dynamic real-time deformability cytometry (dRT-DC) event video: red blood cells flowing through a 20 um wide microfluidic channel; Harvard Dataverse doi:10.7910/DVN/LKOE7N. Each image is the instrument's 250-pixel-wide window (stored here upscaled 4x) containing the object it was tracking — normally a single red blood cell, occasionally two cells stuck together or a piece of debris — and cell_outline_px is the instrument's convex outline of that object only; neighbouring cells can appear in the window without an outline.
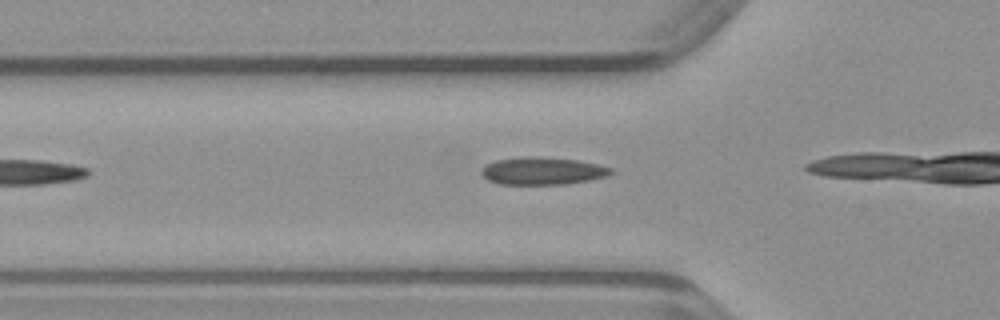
{"species": "common noctule bat (a hibernating species)", "species_latin": "Nyctalus noctula", "temperature_condition": "warm", "stored_images_in_passage": 4, "camera_frame_rate_fps": 3000, "um_per_image_px": 0.085, "animal": {"sex": "male", "body_mass_g": 23.1, "forearm_length_mm": 52.7}, "frame": {"image": 1, "passage_image": 2, "time_ms": 0.333, "image_size_px": [1000, 320], "cell_outline_px": [[612, 172], [608, 176], [592, 180], [564, 184], [500, 184], [488, 180], [480, 172], [488, 164], [496, 160], [528, 156], [540, 156], [576, 160], [600, 164], [612, 168]], "centroid_in_image_um": [46.17, 14.53], "position_along_channel_um": 79.6, "area_um2": 20.75}}